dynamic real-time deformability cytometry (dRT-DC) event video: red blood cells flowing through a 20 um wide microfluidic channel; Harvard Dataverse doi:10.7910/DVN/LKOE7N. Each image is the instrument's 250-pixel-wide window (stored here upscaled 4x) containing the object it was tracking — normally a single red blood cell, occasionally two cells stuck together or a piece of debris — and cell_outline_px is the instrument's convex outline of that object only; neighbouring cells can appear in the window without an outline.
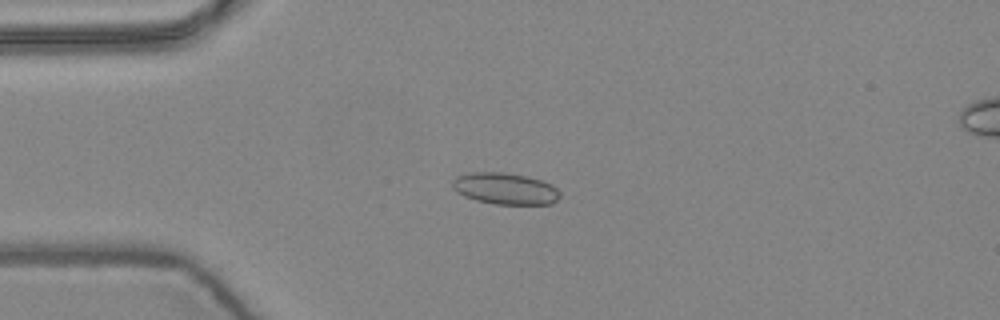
{"species": "common noctule bat (a hibernating species)", "species_latin": "Nyctalus noctula", "temperature_condition": "warm", "stored_images_in_passage": 10, "camera_frame_rate_fps": 3000, "um_per_image_px": 0.085, "animal": {"sex": "female", "body_mass_g": 24.6, "forearm_length_mm": 56.2}, "frame": {"image": 1, "passage_image": 4, "time_ms": 1.0, "image_size_px": [1000, 320], "cell_outline_px": [[560, 196], [552, 204], [496, 204], [476, 200], [464, 196], [456, 192], [452, 188], [452, 180], [456, 176], [468, 172], [504, 172], [524, 176], [540, 180], [552, 184], [560, 192]], "centroid_in_image_um": [42.9, 16.03], "position_along_channel_um": 42.1, "area_um2": 19.83}}
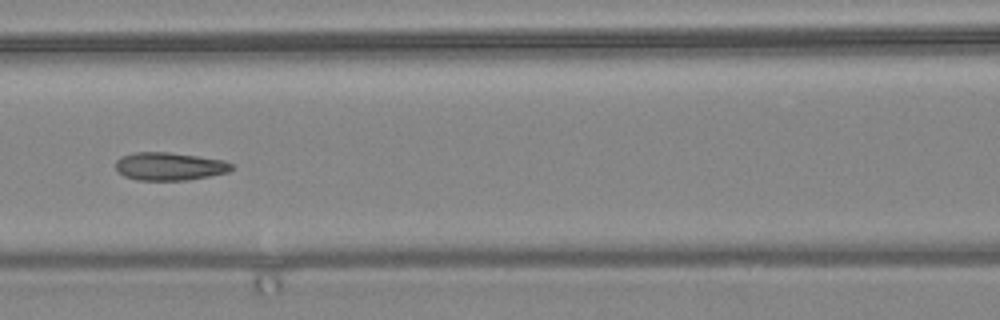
{"frame": {"image": 2, "passage_image": 7, "time_ms": 2.0, "image_size_px": [1000, 320], "cell_outline_px": [[232, 168], [228, 172], [188, 180], [136, 180], [124, 176], [116, 168], [116, 160], [120, 156], [136, 152], [168, 152], [224, 160], [232, 164]], "centroid_in_image_um": [14.38, 14.14], "position_along_channel_um": 152.2, "area_um2": 18.79}}
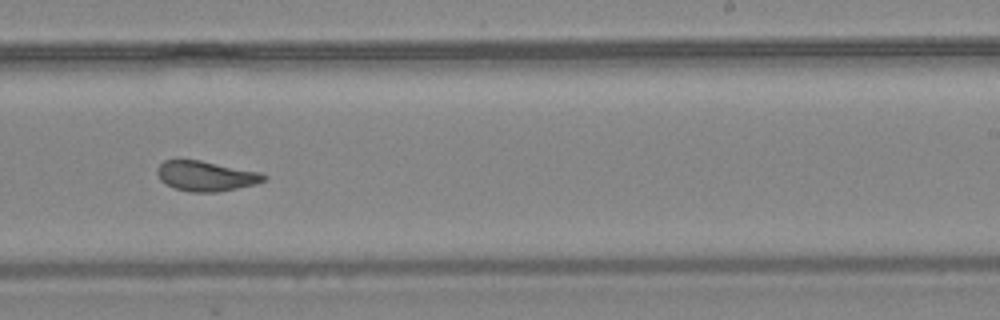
{"frame": {"image": 3, "passage_image": 10, "time_ms": 3.0, "image_size_px": [1000, 320], "cell_outline_px": [[268, 176], [264, 180], [256, 184], [220, 192], [188, 192], [164, 184], [160, 180], [156, 172], [156, 168], [164, 160], [176, 156], [200, 160], [260, 172]], "centroid_in_image_um": [17.42, 14.93], "position_along_channel_um": 271.6, "area_um2": 19.31}}